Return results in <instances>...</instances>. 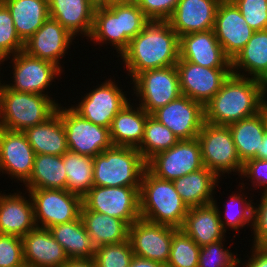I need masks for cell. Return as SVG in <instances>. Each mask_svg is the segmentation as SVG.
I'll use <instances>...</instances> for the list:
<instances>
[{
	"label": "cell",
	"mask_w": 267,
	"mask_h": 267,
	"mask_svg": "<svg viewBox=\"0 0 267 267\" xmlns=\"http://www.w3.org/2000/svg\"><path fill=\"white\" fill-rule=\"evenodd\" d=\"M101 83L93 90L90 89L91 91L84 94V97L81 95L78 104L70 106L86 120L110 129L113 118L131 98H127L128 91L123 92L115 78H109Z\"/></svg>",
	"instance_id": "cell-11"
},
{
	"label": "cell",
	"mask_w": 267,
	"mask_h": 267,
	"mask_svg": "<svg viewBox=\"0 0 267 267\" xmlns=\"http://www.w3.org/2000/svg\"><path fill=\"white\" fill-rule=\"evenodd\" d=\"M246 184L248 183L246 182L244 184V181L243 183H239L240 189L238 191L240 192H232L231 196H229V200L227 198L228 202L222 205L225 208L223 213L220 210L221 207H219V205L217 204V198H215L213 201L218 209L221 225L225 232L227 231V229H231L232 231L237 232L242 227L245 228V226H249L252 228L253 226L254 200H252V196H249V198L251 197V199H249L248 196H246L247 193L242 192L244 190L246 191ZM244 193L246 194L244 195Z\"/></svg>",
	"instance_id": "cell-35"
},
{
	"label": "cell",
	"mask_w": 267,
	"mask_h": 267,
	"mask_svg": "<svg viewBox=\"0 0 267 267\" xmlns=\"http://www.w3.org/2000/svg\"><path fill=\"white\" fill-rule=\"evenodd\" d=\"M179 0H141L139 8L150 21H168Z\"/></svg>",
	"instance_id": "cell-46"
},
{
	"label": "cell",
	"mask_w": 267,
	"mask_h": 267,
	"mask_svg": "<svg viewBox=\"0 0 267 267\" xmlns=\"http://www.w3.org/2000/svg\"><path fill=\"white\" fill-rule=\"evenodd\" d=\"M251 255L246 261H241L239 258V267H267V249H264L259 244H252L250 248ZM241 264V266H240Z\"/></svg>",
	"instance_id": "cell-49"
},
{
	"label": "cell",
	"mask_w": 267,
	"mask_h": 267,
	"mask_svg": "<svg viewBox=\"0 0 267 267\" xmlns=\"http://www.w3.org/2000/svg\"><path fill=\"white\" fill-rule=\"evenodd\" d=\"M179 59L208 68H231L214 30L185 34L179 37Z\"/></svg>",
	"instance_id": "cell-20"
},
{
	"label": "cell",
	"mask_w": 267,
	"mask_h": 267,
	"mask_svg": "<svg viewBox=\"0 0 267 267\" xmlns=\"http://www.w3.org/2000/svg\"><path fill=\"white\" fill-rule=\"evenodd\" d=\"M70 258H93L96 247L91 241L81 218L48 229Z\"/></svg>",
	"instance_id": "cell-33"
},
{
	"label": "cell",
	"mask_w": 267,
	"mask_h": 267,
	"mask_svg": "<svg viewBox=\"0 0 267 267\" xmlns=\"http://www.w3.org/2000/svg\"><path fill=\"white\" fill-rule=\"evenodd\" d=\"M134 253L129 240L96 247L94 257L97 267H129Z\"/></svg>",
	"instance_id": "cell-41"
},
{
	"label": "cell",
	"mask_w": 267,
	"mask_h": 267,
	"mask_svg": "<svg viewBox=\"0 0 267 267\" xmlns=\"http://www.w3.org/2000/svg\"><path fill=\"white\" fill-rule=\"evenodd\" d=\"M255 31L267 29V0H232Z\"/></svg>",
	"instance_id": "cell-44"
},
{
	"label": "cell",
	"mask_w": 267,
	"mask_h": 267,
	"mask_svg": "<svg viewBox=\"0 0 267 267\" xmlns=\"http://www.w3.org/2000/svg\"><path fill=\"white\" fill-rule=\"evenodd\" d=\"M182 95L205 105L231 75V68H208L179 59L176 63Z\"/></svg>",
	"instance_id": "cell-16"
},
{
	"label": "cell",
	"mask_w": 267,
	"mask_h": 267,
	"mask_svg": "<svg viewBox=\"0 0 267 267\" xmlns=\"http://www.w3.org/2000/svg\"><path fill=\"white\" fill-rule=\"evenodd\" d=\"M23 50L24 42L15 30L9 9L0 5V62Z\"/></svg>",
	"instance_id": "cell-42"
},
{
	"label": "cell",
	"mask_w": 267,
	"mask_h": 267,
	"mask_svg": "<svg viewBox=\"0 0 267 267\" xmlns=\"http://www.w3.org/2000/svg\"><path fill=\"white\" fill-rule=\"evenodd\" d=\"M89 2L95 9L112 5V0H89Z\"/></svg>",
	"instance_id": "cell-53"
},
{
	"label": "cell",
	"mask_w": 267,
	"mask_h": 267,
	"mask_svg": "<svg viewBox=\"0 0 267 267\" xmlns=\"http://www.w3.org/2000/svg\"><path fill=\"white\" fill-rule=\"evenodd\" d=\"M140 188L93 186L83 197L82 205L90 211L107 214L129 226L140 216Z\"/></svg>",
	"instance_id": "cell-12"
},
{
	"label": "cell",
	"mask_w": 267,
	"mask_h": 267,
	"mask_svg": "<svg viewBox=\"0 0 267 267\" xmlns=\"http://www.w3.org/2000/svg\"><path fill=\"white\" fill-rule=\"evenodd\" d=\"M146 161L135 147L111 146L93 157L95 186L140 188Z\"/></svg>",
	"instance_id": "cell-5"
},
{
	"label": "cell",
	"mask_w": 267,
	"mask_h": 267,
	"mask_svg": "<svg viewBox=\"0 0 267 267\" xmlns=\"http://www.w3.org/2000/svg\"><path fill=\"white\" fill-rule=\"evenodd\" d=\"M88 41L100 46L110 44L116 50V56L128 47L129 43L120 33L119 19L117 15L109 8L102 7L94 10L93 27Z\"/></svg>",
	"instance_id": "cell-36"
},
{
	"label": "cell",
	"mask_w": 267,
	"mask_h": 267,
	"mask_svg": "<svg viewBox=\"0 0 267 267\" xmlns=\"http://www.w3.org/2000/svg\"><path fill=\"white\" fill-rule=\"evenodd\" d=\"M26 189H66L67 175L62 156L37 154Z\"/></svg>",
	"instance_id": "cell-34"
},
{
	"label": "cell",
	"mask_w": 267,
	"mask_h": 267,
	"mask_svg": "<svg viewBox=\"0 0 267 267\" xmlns=\"http://www.w3.org/2000/svg\"><path fill=\"white\" fill-rule=\"evenodd\" d=\"M63 267H97L93 258H70Z\"/></svg>",
	"instance_id": "cell-50"
},
{
	"label": "cell",
	"mask_w": 267,
	"mask_h": 267,
	"mask_svg": "<svg viewBox=\"0 0 267 267\" xmlns=\"http://www.w3.org/2000/svg\"><path fill=\"white\" fill-rule=\"evenodd\" d=\"M180 140L197 138L205 123L204 105L185 95L179 96L151 114Z\"/></svg>",
	"instance_id": "cell-15"
},
{
	"label": "cell",
	"mask_w": 267,
	"mask_h": 267,
	"mask_svg": "<svg viewBox=\"0 0 267 267\" xmlns=\"http://www.w3.org/2000/svg\"><path fill=\"white\" fill-rule=\"evenodd\" d=\"M179 141L180 139L168 127L150 114L144 126V137L137 149L147 162L157 153L170 149Z\"/></svg>",
	"instance_id": "cell-38"
},
{
	"label": "cell",
	"mask_w": 267,
	"mask_h": 267,
	"mask_svg": "<svg viewBox=\"0 0 267 267\" xmlns=\"http://www.w3.org/2000/svg\"><path fill=\"white\" fill-rule=\"evenodd\" d=\"M140 2L141 0H112V5L116 3L139 5Z\"/></svg>",
	"instance_id": "cell-54"
},
{
	"label": "cell",
	"mask_w": 267,
	"mask_h": 267,
	"mask_svg": "<svg viewBox=\"0 0 267 267\" xmlns=\"http://www.w3.org/2000/svg\"><path fill=\"white\" fill-rule=\"evenodd\" d=\"M80 218L95 247L128 240L129 225L117 217L87 210L82 205Z\"/></svg>",
	"instance_id": "cell-30"
},
{
	"label": "cell",
	"mask_w": 267,
	"mask_h": 267,
	"mask_svg": "<svg viewBox=\"0 0 267 267\" xmlns=\"http://www.w3.org/2000/svg\"><path fill=\"white\" fill-rule=\"evenodd\" d=\"M49 95L11 90L4 82L0 93V127L24 132L45 122L60 104Z\"/></svg>",
	"instance_id": "cell-4"
},
{
	"label": "cell",
	"mask_w": 267,
	"mask_h": 267,
	"mask_svg": "<svg viewBox=\"0 0 267 267\" xmlns=\"http://www.w3.org/2000/svg\"><path fill=\"white\" fill-rule=\"evenodd\" d=\"M220 178L206 167L173 180L176 191L188 208L213 203Z\"/></svg>",
	"instance_id": "cell-29"
},
{
	"label": "cell",
	"mask_w": 267,
	"mask_h": 267,
	"mask_svg": "<svg viewBox=\"0 0 267 267\" xmlns=\"http://www.w3.org/2000/svg\"><path fill=\"white\" fill-rule=\"evenodd\" d=\"M201 247L181 229L173 234L166 267H198Z\"/></svg>",
	"instance_id": "cell-39"
},
{
	"label": "cell",
	"mask_w": 267,
	"mask_h": 267,
	"mask_svg": "<svg viewBox=\"0 0 267 267\" xmlns=\"http://www.w3.org/2000/svg\"><path fill=\"white\" fill-rule=\"evenodd\" d=\"M2 65H3V64H0V66H2ZM0 69H2V67H1ZM0 73H1V70H0ZM0 75H1V74H0ZM1 78H3V76H2V77L0 76V93H1L2 85L4 84V83L2 82L3 79H1Z\"/></svg>",
	"instance_id": "cell-56"
},
{
	"label": "cell",
	"mask_w": 267,
	"mask_h": 267,
	"mask_svg": "<svg viewBox=\"0 0 267 267\" xmlns=\"http://www.w3.org/2000/svg\"><path fill=\"white\" fill-rule=\"evenodd\" d=\"M231 69L233 74L267 83V29L253 33L246 46L231 60Z\"/></svg>",
	"instance_id": "cell-26"
},
{
	"label": "cell",
	"mask_w": 267,
	"mask_h": 267,
	"mask_svg": "<svg viewBox=\"0 0 267 267\" xmlns=\"http://www.w3.org/2000/svg\"><path fill=\"white\" fill-rule=\"evenodd\" d=\"M180 229L200 247L224 239L227 233L222 228L214 203L189 208Z\"/></svg>",
	"instance_id": "cell-24"
},
{
	"label": "cell",
	"mask_w": 267,
	"mask_h": 267,
	"mask_svg": "<svg viewBox=\"0 0 267 267\" xmlns=\"http://www.w3.org/2000/svg\"><path fill=\"white\" fill-rule=\"evenodd\" d=\"M229 129L240 160L245 163L249 159L257 158L267 133V108L252 117L230 124Z\"/></svg>",
	"instance_id": "cell-28"
},
{
	"label": "cell",
	"mask_w": 267,
	"mask_h": 267,
	"mask_svg": "<svg viewBox=\"0 0 267 267\" xmlns=\"http://www.w3.org/2000/svg\"><path fill=\"white\" fill-rule=\"evenodd\" d=\"M36 153L26 134L0 127V172L17 182L25 183L33 170Z\"/></svg>",
	"instance_id": "cell-17"
},
{
	"label": "cell",
	"mask_w": 267,
	"mask_h": 267,
	"mask_svg": "<svg viewBox=\"0 0 267 267\" xmlns=\"http://www.w3.org/2000/svg\"><path fill=\"white\" fill-rule=\"evenodd\" d=\"M257 158L267 160V133L263 138L261 149L257 153Z\"/></svg>",
	"instance_id": "cell-52"
},
{
	"label": "cell",
	"mask_w": 267,
	"mask_h": 267,
	"mask_svg": "<svg viewBox=\"0 0 267 267\" xmlns=\"http://www.w3.org/2000/svg\"><path fill=\"white\" fill-rule=\"evenodd\" d=\"M49 16L58 21L75 38H89L95 8L89 0H48Z\"/></svg>",
	"instance_id": "cell-25"
},
{
	"label": "cell",
	"mask_w": 267,
	"mask_h": 267,
	"mask_svg": "<svg viewBox=\"0 0 267 267\" xmlns=\"http://www.w3.org/2000/svg\"><path fill=\"white\" fill-rule=\"evenodd\" d=\"M224 241L226 237L201 247L198 267H239L238 254L231 252Z\"/></svg>",
	"instance_id": "cell-43"
},
{
	"label": "cell",
	"mask_w": 267,
	"mask_h": 267,
	"mask_svg": "<svg viewBox=\"0 0 267 267\" xmlns=\"http://www.w3.org/2000/svg\"><path fill=\"white\" fill-rule=\"evenodd\" d=\"M265 83L231 73L205 105V122L229 126L266 107Z\"/></svg>",
	"instance_id": "cell-2"
},
{
	"label": "cell",
	"mask_w": 267,
	"mask_h": 267,
	"mask_svg": "<svg viewBox=\"0 0 267 267\" xmlns=\"http://www.w3.org/2000/svg\"><path fill=\"white\" fill-rule=\"evenodd\" d=\"M24 133L36 155L62 156L69 151L65 128L57 111L45 122L27 128Z\"/></svg>",
	"instance_id": "cell-31"
},
{
	"label": "cell",
	"mask_w": 267,
	"mask_h": 267,
	"mask_svg": "<svg viewBox=\"0 0 267 267\" xmlns=\"http://www.w3.org/2000/svg\"><path fill=\"white\" fill-rule=\"evenodd\" d=\"M197 139L204 167L219 178L232 172L241 176L244 163L240 160L229 126L205 122Z\"/></svg>",
	"instance_id": "cell-6"
},
{
	"label": "cell",
	"mask_w": 267,
	"mask_h": 267,
	"mask_svg": "<svg viewBox=\"0 0 267 267\" xmlns=\"http://www.w3.org/2000/svg\"><path fill=\"white\" fill-rule=\"evenodd\" d=\"M76 39L58 21L48 18L44 24L24 42V50L30 56L53 62L62 70L60 62Z\"/></svg>",
	"instance_id": "cell-19"
},
{
	"label": "cell",
	"mask_w": 267,
	"mask_h": 267,
	"mask_svg": "<svg viewBox=\"0 0 267 267\" xmlns=\"http://www.w3.org/2000/svg\"><path fill=\"white\" fill-rule=\"evenodd\" d=\"M148 114L141 106L131 100L113 118L110 139L113 146L137 148L144 137V126Z\"/></svg>",
	"instance_id": "cell-27"
},
{
	"label": "cell",
	"mask_w": 267,
	"mask_h": 267,
	"mask_svg": "<svg viewBox=\"0 0 267 267\" xmlns=\"http://www.w3.org/2000/svg\"><path fill=\"white\" fill-rule=\"evenodd\" d=\"M259 245H261L264 249H267V237Z\"/></svg>",
	"instance_id": "cell-55"
},
{
	"label": "cell",
	"mask_w": 267,
	"mask_h": 267,
	"mask_svg": "<svg viewBox=\"0 0 267 267\" xmlns=\"http://www.w3.org/2000/svg\"><path fill=\"white\" fill-rule=\"evenodd\" d=\"M29 193L36 227L49 229L80 217L82 197L66 189H25Z\"/></svg>",
	"instance_id": "cell-8"
},
{
	"label": "cell",
	"mask_w": 267,
	"mask_h": 267,
	"mask_svg": "<svg viewBox=\"0 0 267 267\" xmlns=\"http://www.w3.org/2000/svg\"><path fill=\"white\" fill-rule=\"evenodd\" d=\"M129 267H166V265L157 261H152L134 256Z\"/></svg>",
	"instance_id": "cell-51"
},
{
	"label": "cell",
	"mask_w": 267,
	"mask_h": 267,
	"mask_svg": "<svg viewBox=\"0 0 267 267\" xmlns=\"http://www.w3.org/2000/svg\"><path fill=\"white\" fill-rule=\"evenodd\" d=\"M214 33L225 54L232 60L255 32L232 0H221L215 15Z\"/></svg>",
	"instance_id": "cell-18"
},
{
	"label": "cell",
	"mask_w": 267,
	"mask_h": 267,
	"mask_svg": "<svg viewBox=\"0 0 267 267\" xmlns=\"http://www.w3.org/2000/svg\"><path fill=\"white\" fill-rule=\"evenodd\" d=\"M66 175V190L83 197L93 186V157L67 151L62 155Z\"/></svg>",
	"instance_id": "cell-37"
},
{
	"label": "cell",
	"mask_w": 267,
	"mask_h": 267,
	"mask_svg": "<svg viewBox=\"0 0 267 267\" xmlns=\"http://www.w3.org/2000/svg\"><path fill=\"white\" fill-rule=\"evenodd\" d=\"M25 195V196H24ZM28 196V197H27ZM36 227L29 193L0 191V234L23 238Z\"/></svg>",
	"instance_id": "cell-22"
},
{
	"label": "cell",
	"mask_w": 267,
	"mask_h": 267,
	"mask_svg": "<svg viewBox=\"0 0 267 267\" xmlns=\"http://www.w3.org/2000/svg\"><path fill=\"white\" fill-rule=\"evenodd\" d=\"M8 0H0V5H3L7 2Z\"/></svg>",
	"instance_id": "cell-59"
},
{
	"label": "cell",
	"mask_w": 267,
	"mask_h": 267,
	"mask_svg": "<svg viewBox=\"0 0 267 267\" xmlns=\"http://www.w3.org/2000/svg\"><path fill=\"white\" fill-rule=\"evenodd\" d=\"M17 267H31V266L28 265V264H26V263H24V264H22V265H20V266H17Z\"/></svg>",
	"instance_id": "cell-58"
},
{
	"label": "cell",
	"mask_w": 267,
	"mask_h": 267,
	"mask_svg": "<svg viewBox=\"0 0 267 267\" xmlns=\"http://www.w3.org/2000/svg\"><path fill=\"white\" fill-rule=\"evenodd\" d=\"M204 168L197 138L180 140L170 149L157 153L146 162V169L155 177L173 181Z\"/></svg>",
	"instance_id": "cell-13"
},
{
	"label": "cell",
	"mask_w": 267,
	"mask_h": 267,
	"mask_svg": "<svg viewBox=\"0 0 267 267\" xmlns=\"http://www.w3.org/2000/svg\"><path fill=\"white\" fill-rule=\"evenodd\" d=\"M119 57L131 80L145 70L176 65L179 36L168 21H150Z\"/></svg>",
	"instance_id": "cell-1"
},
{
	"label": "cell",
	"mask_w": 267,
	"mask_h": 267,
	"mask_svg": "<svg viewBox=\"0 0 267 267\" xmlns=\"http://www.w3.org/2000/svg\"><path fill=\"white\" fill-rule=\"evenodd\" d=\"M109 8L117 15L120 33L128 43L150 22L138 5L116 3Z\"/></svg>",
	"instance_id": "cell-40"
},
{
	"label": "cell",
	"mask_w": 267,
	"mask_h": 267,
	"mask_svg": "<svg viewBox=\"0 0 267 267\" xmlns=\"http://www.w3.org/2000/svg\"><path fill=\"white\" fill-rule=\"evenodd\" d=\"M22 244L24 262L31 267H63L69 259L47 228L35 227Z\"/></svg>",
	"instance_id": "cell-23"
},
{
	"label": "cell",
	"mask_w": 267,
	"mask_h": 267,
	"mask_svg": "<svg viewBox=\"0 0 267 267\" xmlns=\"http://www.w3.org/2000/svg\"><path fill=\"white\" fill-rule=\"evenodd\" d=\"M140 216L152 223L180 229L188 212L173 181L155 177L144 171L139 191Z\"/></svg>",
	"instance_id": "cell-3"
},
{
	"label": "cell",
	"mask_w": 267,
	"mask_h": 267,
	"mask_svg": "<svg viewBox=\"0 0 267 267\" xmlns=\"http://www.w3.org/2000/svg\"><path fill=\"white\" fill-rule=\"evenodd\" d=\"M8 60L12 63L10 67H13L11 71L13 83L7 82L5 85L18 92L49 96L47 89H50L54 79H58L64 72L53 62L30 56L25 51H20L1 63L4 64L3 62Z\"/></svg>",
	"instance_id": "cell-9"
},
{
	"label": "cell",
	"mask_w": 267,
	"mask_h": 267,
	"mask_svg": "<svg viewBox=\"0 0 267 267\" xmlns=\"http://www.w3.org/2000/svg\"><path fill=\"white\" fill-rule=\"evenodd\" d=\"M265 100H266V108H267V83L265 84Z\"/></svg>",
	"instance_id": "cell-57"
},
{
	"label": "cell",
	"mask_w": 267,
	"mask_h": 267,
	"mask_svg": "<svg viewBox=\"0 0 267 267\" xmlns=\"http://www.w3.org/2000/svg\"><path fill=\"white\" fill-rule=\"evenodd\" d=\"M56 111L65 128L69 151L95 157L112 146L109 128L86 120L71 106L60 103Z\"/></svg>",
	"instance_id": "cell-10"
},
{
	"label": "cell",
	"mask_w": 267,
	"mask_h": 267,
	"mask_svg": "<svg viewBox=\"0 0 267 267\" xmlns=\"http://www.w3.org/2000/svg\"><path fill=\"white\" fill-rule=\"evenodd\" d=\"M259 202L253 203L252 244H260L267 237V192L262 193Z\"/></svg>",
	"instance_id": "cell-48"
},
{
	"label": "cell",
	"mask_w": 267,
	"mask_h": 267,
	"mask_svg": "<svg viewBox=\"0 0 267 267\" xmlns=\"http://www.w3.org/2000/svg\"><path fill=\"white\" fill-rule=\"evenodd\" d=\"M5 5L23 42L27 41L50 17L48 0H8Z\"/></svg>",
	"instance_id": "cell-32"
},
{
	"label": "cell",
	"mask_w": 267,
	"mask_h": 267,
	"mask_svg": "<svg viewBox=\"0 0 267 267\" xmlns=\"http://www.w3.org/2000/svg\"><path fill=\"white\" fill-rule=\"evenodd\" d=\"M24 263L22 238L0 234V267H17Z\"/></svg>",
	"instance_id": "cell-45"
},
{
	"label": "cell",
	"mask_w": 267,
	"mask_h": 267,
	"mask_svg": "<svg viewBox=\"0 0 267 267\" xmlns=\"http://www.w3.org/2000/svg\"><path fill=\"white\" fill-rule=\"evenodd\" d=\"M130 82L133 84L135 99L148 114L163 107L182 95L179 73L176 65L165 68L145 70Z\"/></svg>",
	"instance_id": "cell-7"
},
{
	"label": "cell",
	"mask_w": 267,
	"mask_h": 267,
	"mask_svg": "<svg viewBox=\"0 0 267 267\" xmlns=\"http://www.w3.org/2000/svg\"><path fill=\"white\" fill-rule=\"evenodd\" d=\"M177 228L156 224L139 218L129 226V236L134 256L167 264L173 234Z\"/></svg>",
	"instance_id": "cell-14"
},
{
	"label": "cell",
	"mask_w": 267,
	"mask_h": 267,
	"mask_svg": "<svg viewBox=\"0 0 267 267\" xmlns=\"http://www.w3.org/2000/svg\"><path fill=\"white\" fill-rule=\"evenodd\" d=\"M220 1L179 0L168 22L179 37L212 30Z\"/></svg>",
	"instance_id": "cell-21"
},
{
	"label": "cell",
	"mask_w": 267,
	"mask_h": 267,
	"mask_svg": "<svg viewBox=\"0 0 267 267\" xmlns=\"http://www.w3.org/2000/svg\"><path fill=\"white\" fill-rule=\"evenodd\" d=\"M240 178H247L251 182V186L257 190V187H261L259 190L267 192V160L252 158L247 160L243 164V169ZM263 188V189H262Z\"/></svg>",
	"instance_id": "cell-47"
}]
</instances>
